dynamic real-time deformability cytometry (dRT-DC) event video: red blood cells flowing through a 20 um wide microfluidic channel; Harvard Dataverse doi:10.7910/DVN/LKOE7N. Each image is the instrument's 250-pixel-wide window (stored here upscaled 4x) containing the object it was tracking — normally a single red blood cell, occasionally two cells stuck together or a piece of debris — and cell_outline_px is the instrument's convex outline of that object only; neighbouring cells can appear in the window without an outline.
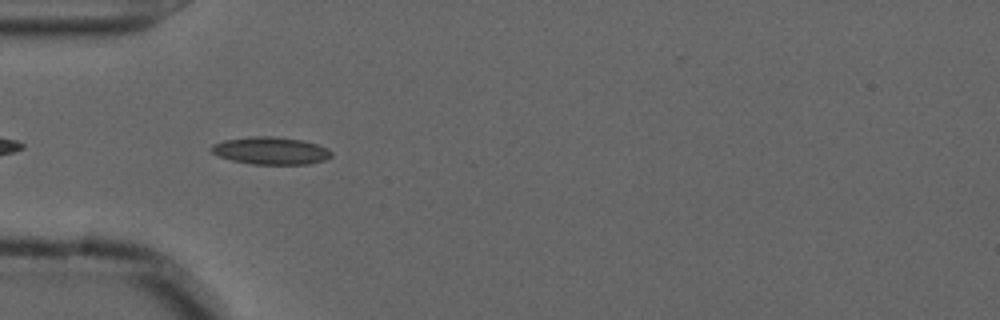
{"species": "common noctule bat (a hibernating species)", "species_latin": "Nyctalus noctula", "temperature_condition": "cold", "stored_images_in_passage": 40, "camera_frame_rate_fps": 3000, "um_per_image_px": 0.085, "animal": {"sex": "male", "forearm_length_mm": 52.5}, "frame": {"image": 1, "passage_image": 3, "time_ms": 0.667, "image_size_px": [1000, 320], "cell_outline_px": [[332, 156], [324, 160], [308, 164], [252, 164], [232, 160], [220, 156], [212, 152], [212, 144], [224, 140], [248, 136], [272, 136], [304, 140], [328, 148], [332, 152]], "centroid_in_image_um": [23.04, 12.8], "position_along_channel_um": 62.0, "area_um2": 19.19}}
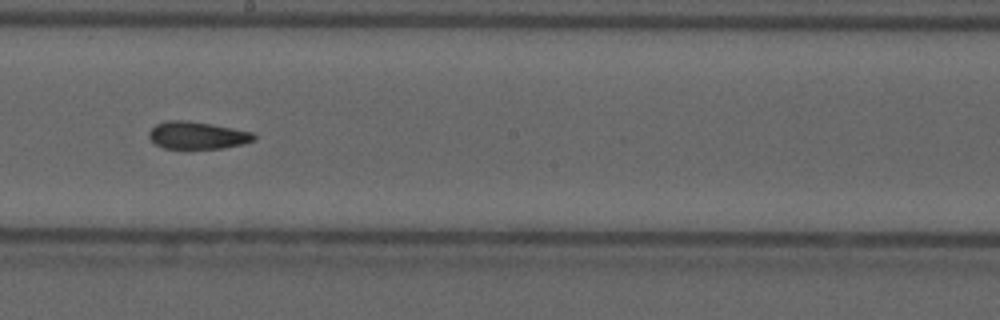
{"frame": {"image": 2, "passage_image": 17, "time_ms": 5.333, "image_size_px": [1000, 320], "cell_outline_px": [[256, 140], [240, 144], [220, 148], [184, 152], [164, 148], [156, 144], [148, 136], [148, 132], [156, 124], [168, 120], [188, 120], [212, 124], [252, 132], [256, 136]], "centroid_in_image_um": [16.72, 11.54], "position_along_channel_um": 231.5, "area_um2": 17.4}}
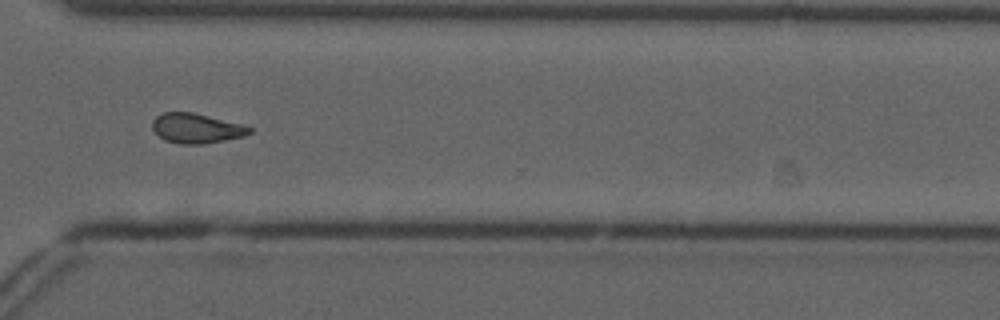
{"frame": {"image": 3, "passage_image": 27, "time_ms": 8.667, "image_size_px": [1000, 320], "cell_outline_px": [[252, 132], [244, 136], [204, 144], [180, 144], [164, 140], [152, 128], [152, 120], [156, 116], [164, 112], [192, 112], [244, 124], [252, 128]], "centroid_in_image_um": [16.7, 10.9], "position_along_channel_um": 353.9, "area_um2": 16.94}, "authors_computed_cell_mechanics": {"area_um2": 17.1666, "velocity_mm_per_s": 3.6785, "shape_relaxation_time_tau1_ms": null, "shape_relaxation_time_tau2_ms": 2.7306, "deformation_change_tau1": null, "deformation_change_tau2": 0.0812}}